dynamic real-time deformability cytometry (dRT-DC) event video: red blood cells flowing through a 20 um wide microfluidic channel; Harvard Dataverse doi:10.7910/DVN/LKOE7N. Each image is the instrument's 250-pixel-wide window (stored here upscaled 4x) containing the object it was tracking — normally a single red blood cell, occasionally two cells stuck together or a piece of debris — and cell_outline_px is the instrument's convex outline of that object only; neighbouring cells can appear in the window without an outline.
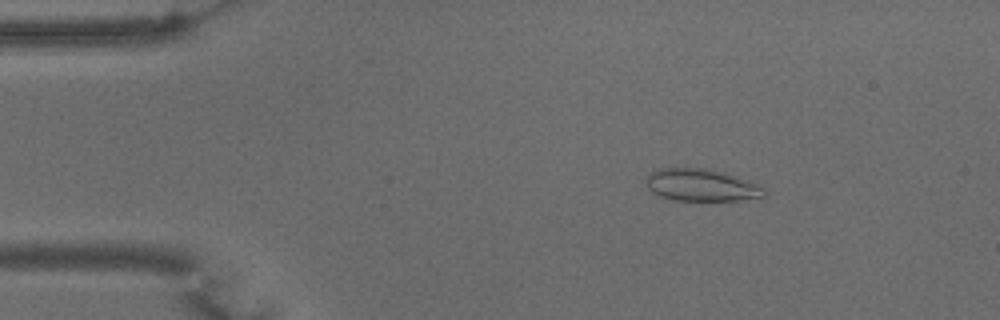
{"species": "common noctule bat (a hibernating species)", "species_latin": "Nyctalus noctula", "temperature_condition": "warm", "stored_images_in_passage": 56, "camera_frame_rate_fps": 3000, "um_per_image_px": 0.085, "animal": {"sex": "male", "body_mass_g": 15.6}, "frame": {"image": 1, "passage_image": 9, "time_ms": 2.667, "image_size_px": [1000, 320], "cell_outline_px": [[768, 196], [736, 200], [676, 200], [660, 196], [652, 192], [648, 188], [644, 180], [652, 172], [660, 168], [704, 168], [724, 172], [748, 180], [764, 188]], "centroid_in_image_um": [59.61, 15.73], "position_along_channel_um": 25.4, "area_um2": 22.08}}
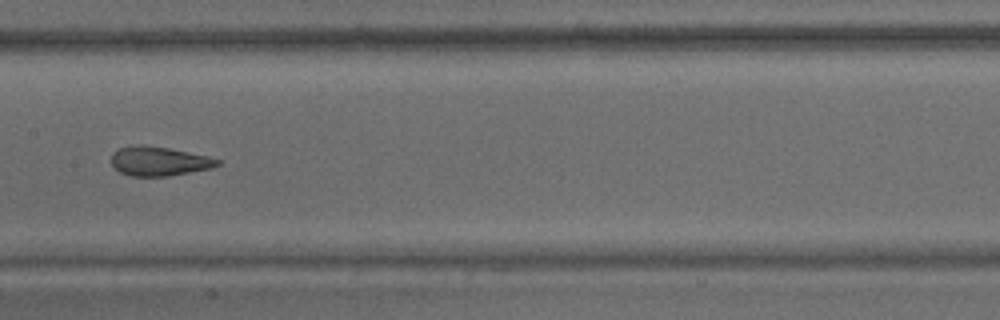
{"frame": {"image": 2, "passage_image": 28, "time_ms": 9.0, "image_size_px": [1000, 320], "cell_outline_px": [[220, 164], [212, 168], [168, 176], [132, 176], [120, 172], [112, 164], [112, 152], [120, 148], [136, 144], [144, 144], [168, 148], [208, 156], [220, 160]], "centroid_in_image_um": [13.51, 13.69], "position_along_channel_um": 193.9, "area_um2": 18.03}}
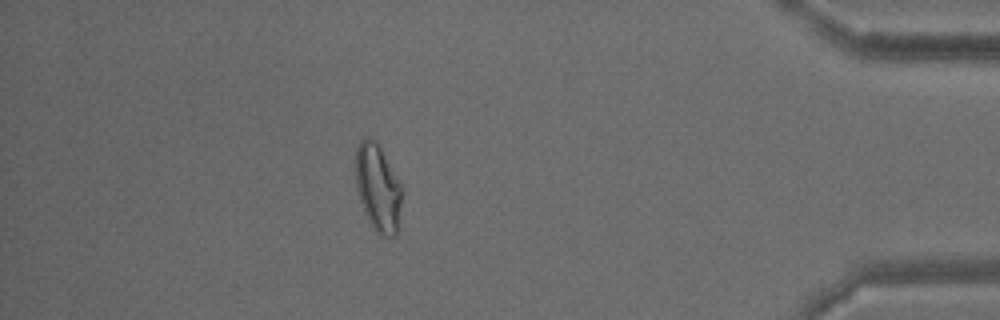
{"frame": {"image": 3, "passage_image": 49, "time_ms": 16.0, "image_size_px": [1000, 320], "cell_outline_px": [[400, 204], [396, 236], [384, 236], [368, 220], [364, 212], [356, 188], [356, 148], [360, 140], [364, 136], [368, 136], [376, 140], [400, 184]], "centroid_in_image_um": [32.08, 15.9], "position_along_channel_um": 403.1, "area_um2": 22.83}, "authors_computed_cell_mechanics": {"area_um2": 21.5016, "velocity_mm_per_s": 3.6409, "shape_relaxation_time_tau1_ms": 10.6021, "shape_relaxation_time_tau2_ms": 1.452, "deformation_change_tau1": 0.2635, "deformation_change_tau2": 0.0912}}